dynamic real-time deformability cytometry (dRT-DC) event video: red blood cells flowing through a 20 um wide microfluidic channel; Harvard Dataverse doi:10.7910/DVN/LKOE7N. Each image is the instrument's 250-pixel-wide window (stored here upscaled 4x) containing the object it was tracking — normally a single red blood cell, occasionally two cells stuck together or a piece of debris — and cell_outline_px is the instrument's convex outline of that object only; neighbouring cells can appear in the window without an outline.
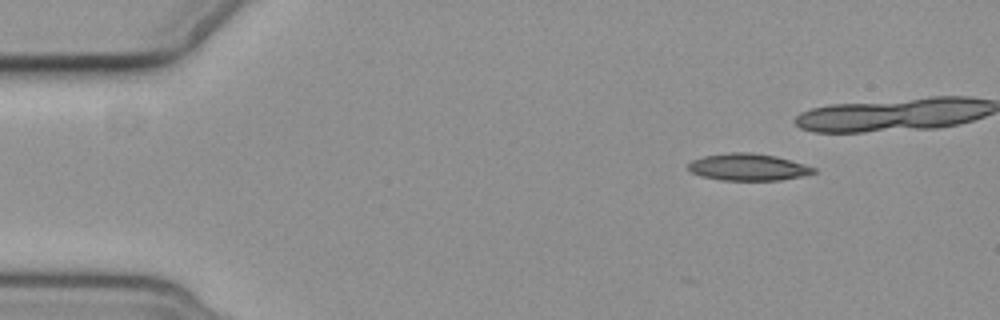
{"species": "common noctule bat (a hibernating species)", "species_latin": "Nyctalus noctula", "temperature_condition": "cold", "stored_images_in_passage": 5, "camera_frame_rate_fps": 3000, "um_per_image_px": 0.085, "animal": {"sex": "female", "body_mass_g": 19.3, "forearm_length_mm": 54.1}, "frame": {"image": 1, "passage_image": 5, "time_ms": 5.0, "image_size_px": [1000, 320], "cell_outline_px": [[816, 172], [800, 176], [780, 180], [720, 180], [700, 176], [692, 172], [688, 168], [688, 164], [692, 160], [704, 156], [728, 152], [752, 152], [776, 156], [804, 164], [816, 168]], "centroid_in_image_um": [63.57, 14.2], "position_along_channel_um": 21.4, "area_um2": 19.65}}